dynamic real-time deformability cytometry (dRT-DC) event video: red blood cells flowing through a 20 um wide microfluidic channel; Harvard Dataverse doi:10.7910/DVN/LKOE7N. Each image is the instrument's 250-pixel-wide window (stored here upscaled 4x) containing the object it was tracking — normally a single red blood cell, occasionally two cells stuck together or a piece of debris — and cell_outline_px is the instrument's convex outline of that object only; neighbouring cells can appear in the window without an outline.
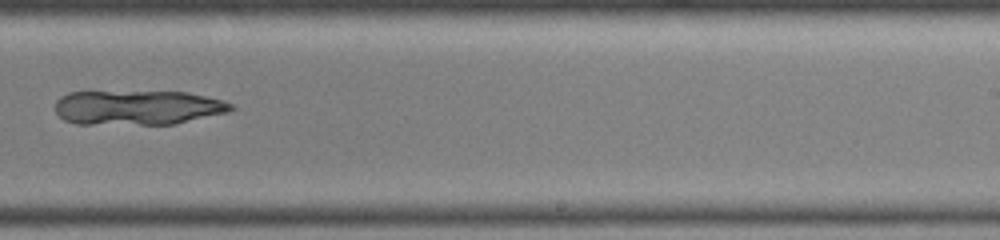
{"species": "common noctule bat (a hibernating species)", "species_latin": "Nyctalus noctula", "temperature_condition": "warm", "stored_images_in_passage": 34, "camera_frame_rate_fps": 3000, "um_per_image_px": 0.085, "animal": {"sex": "female", "body_mass_g": 19.0, "forearm_length_mm": 51.5}, "frame": {"image": 1, "passage_image": 23, "time_ms": 7.333, "image_size_px": [1000, 240], "cell_outline_px": [[236, 108], [228, 112], [176, 124], [76, 124], [64, 120], [56, 112], [56, 100], [60, 96], [68, 92], [188, 92], [224, 100], [232, 104]], "centroid_in_image_um": [11.72, 9.15], "position_along_channel_um": 277.3, "area_um2": 35.6}}